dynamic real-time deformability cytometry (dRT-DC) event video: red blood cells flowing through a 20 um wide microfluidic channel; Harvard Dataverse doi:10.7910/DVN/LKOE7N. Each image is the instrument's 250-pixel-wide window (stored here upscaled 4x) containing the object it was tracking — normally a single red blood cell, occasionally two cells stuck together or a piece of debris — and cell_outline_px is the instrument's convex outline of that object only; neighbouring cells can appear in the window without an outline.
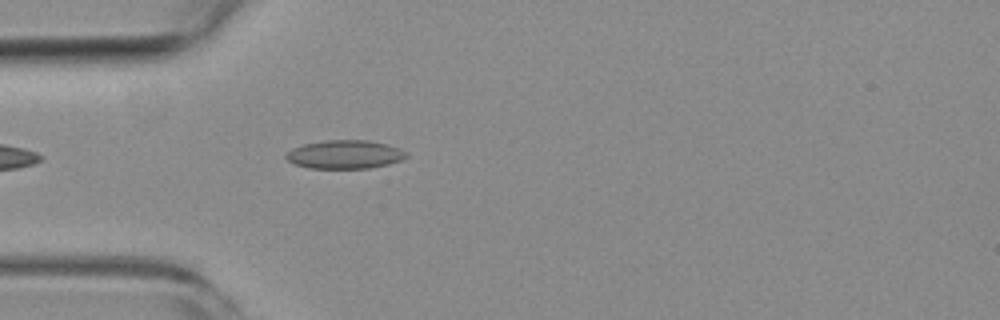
{"species": "common noctule bat (a hibernating species)", "species_latin": "Nyctalus noctula", "temperature_condition": "room temperature", "stored_images_in_passage": 2, "camera_frame_rate_fps": 3000, "um_per_image_px": 0.085, "animal": {"sex": "female", "body_mass_g": 19.3, "forearm_length_mm": 54.1}, "frame": {"image": 1, "passage_image": 2, "time_ms": 1.0, "image_size_px": [1000, 320], "cell_outline_px": [[408, 156], [400, 160], [388, 164], [368, 168], [308, 168], [296, 164], [288, 160], [284, 156], [292, 148], [304, 144], [324, 140], [368, 140], [388, 144], [400, 148], [408, 152]], "centroid_in_image_um": [29.33, 13.12], "position_along_channel_um": 55.7, "area_um2": 20.0}}